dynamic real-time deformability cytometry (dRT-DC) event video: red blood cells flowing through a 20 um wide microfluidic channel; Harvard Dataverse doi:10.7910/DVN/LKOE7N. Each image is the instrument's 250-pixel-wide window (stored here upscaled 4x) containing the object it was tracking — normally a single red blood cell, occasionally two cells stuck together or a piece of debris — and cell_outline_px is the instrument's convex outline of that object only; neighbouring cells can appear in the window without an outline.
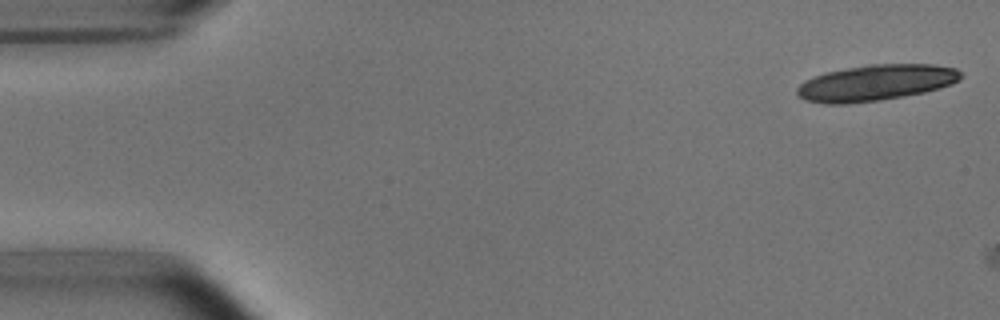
{"species": "common noctule bat (a hibernating species)", "species_latin": "Nyctalus noctula", "temperature_condition": "room temperature", "stored_images_in_passage": 2, "camera_frame_rate_fps": 3000, "um_per_image_px": 0.085, "animal": {"sex": "male", "body_mass_g": 15.6}, "frame": {"image": 1, "passage_image": 1, "time_ms": 0.0, "image_size_px": [1000, 320], "cell_outline_px": [[964, 76], [960, 80], [952, 84], [940, 88], [924, 92], [904, 96], [880, 100], [848, 104], [824, 104], [804, 100], [796, 92], [796, 88], [804, 80], [828, 72], [868, 64], [932, 64], [956, 68]], "centroid_in_image_um": [74.47, 7.04], "position_along_channel_um": 10.5, "area_um2": 34.45}}